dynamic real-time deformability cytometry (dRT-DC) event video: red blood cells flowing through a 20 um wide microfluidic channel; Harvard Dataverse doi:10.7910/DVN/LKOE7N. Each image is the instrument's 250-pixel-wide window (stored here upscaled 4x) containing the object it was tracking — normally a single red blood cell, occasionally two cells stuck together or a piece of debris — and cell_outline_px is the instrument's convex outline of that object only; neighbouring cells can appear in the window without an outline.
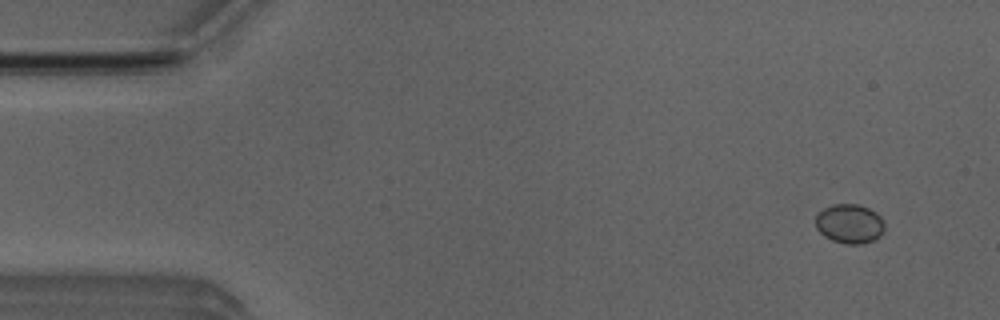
{"species": "Egyptian fruit bat (a non-hibernating species)", "species_latin": "Rousettus aegyptiacus", "temperature_condition": "room temperature", "stored_images_in_passage": 51, "camera_frame_rate_fps": 3000, "um_per_image_px": 0.085, "animal": {"sex": "male"}, "frame": {"image": 1, "passage_image": 3, "time_ms": 0.667, "image_size_px": [1000, 320], "cell_outline_px": [[884, 232], [880, 236], [864, 244], [844, 244], [832, 240], [824, 236], [816, 228], [816, 212], [832, 204], [856, 204], [868, 208], [876, 212], [880, 216], [884, 224]], "centroid_in_image_um": [72.2, 19.02], "position_along_channel_um": 12.8, "area_um2": 15.95}}
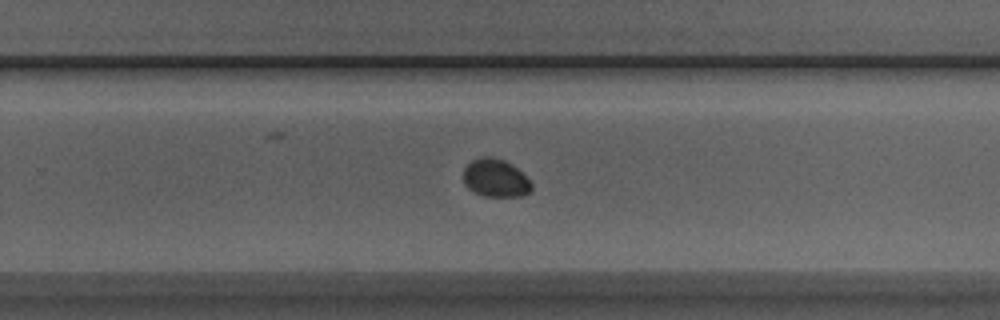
{"frame": {"image": 2, "passage_image": 32, "time_ms": 10.333, "image_size_px": [1000, 320], "cell_outline_px": [[532, 192], [524, 196], [484, 196], [468, 188], [464, 184], [464, 168], [472, 160], [480, 156], [488, 156], [504, 160], [516, 168], [532, 184]], "centroid_in_image_um": [42.12, 15.14], "position_along_channel_um": 287.7, "area_um2": 14.97}}
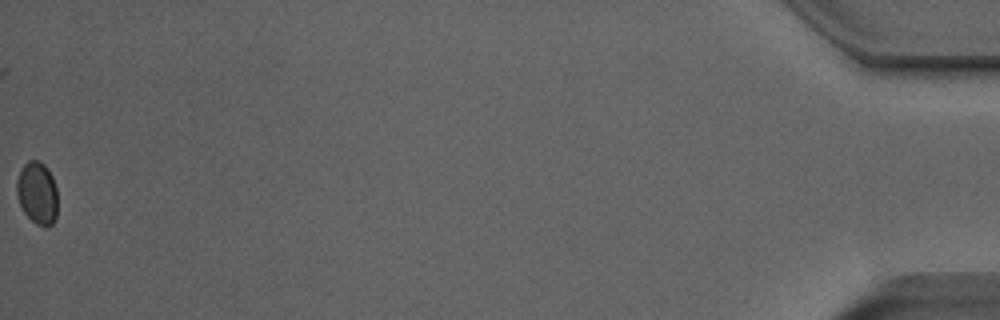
{"frame": {"image": 3, "passage_image": 51, "time_ms": 16.667, "image_size_px": [1000, 320], "cell_outline_px": [[56, 220], [48, 228], [44, 228], [36, 224], [24, 212], [20, 204], [16, 192], [16, 180], [20, 168], [28, 160], [40, 160], [48, 168], [52, 176], [56, 188]], "centroid_in_image_um": [3.16, 16.4], "position_along_channel_um": 432.0, "area_um2": 15.14}, "authors_computed_cell_mechanics": {"area_um2": 15.2014, "velocity_mm_per_s": 3.9737, "shape_relaxation_time_tau1_ms": null, "shape_relaxation_time_tau2_ms": 4.9369, "deformation_change_tau1": null, "deformation_change_tau2": 0.0353}}